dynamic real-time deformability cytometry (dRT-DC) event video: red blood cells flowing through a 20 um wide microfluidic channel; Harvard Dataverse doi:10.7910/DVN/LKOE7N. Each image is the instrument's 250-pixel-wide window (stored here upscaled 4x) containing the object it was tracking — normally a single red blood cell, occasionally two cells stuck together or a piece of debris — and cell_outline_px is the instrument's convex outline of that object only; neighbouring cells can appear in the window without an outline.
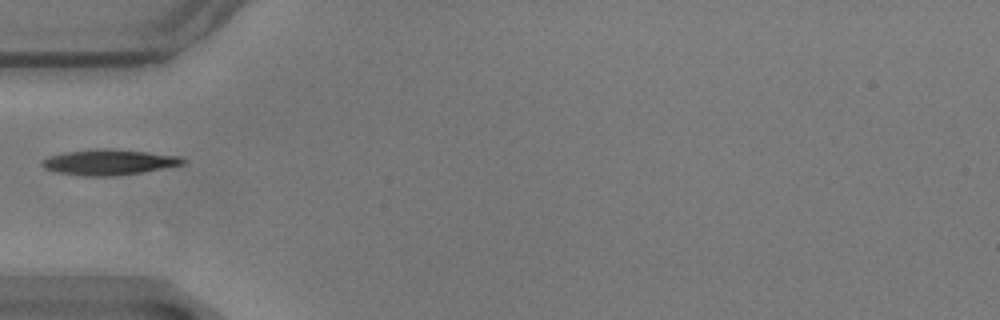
{"species": "common noctule bat (a hibernating species)", "species_latin": "Nyctalus noctula", "temperature_condition": "warm", "stored_images_in_passage": 40, "camera_frame_rate_fps": 3000, "um_per_image_px": 0.085, "animal": {"sex": "male", "body_mass_g": 17.9}, "frame": {"image": 1, "passage_image": 1, "time_ms": 0.0, "image_size_px": [1000, 320], "cell_outline_px": [[188, 160], [184, 164], [140, 172], [116, 176], [84, 176], [60, 172], [44, 168], [40, 164], [40, 160], [48, 156], [64, 152], [100, 148], [104, 148], [148, 152], [180, 156]], "centroid_in_image_um": [9.24, 13.78], "position_along_channel_um": 75.8, "area_um2": 20.92}}
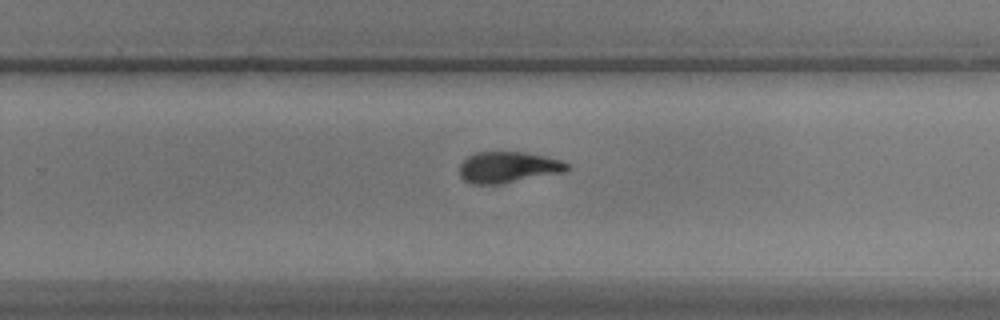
{"frame": {"image": 2, "passage_image": 19, "time_ms": 6.0, "image_size_px": [1000, 320], "cell_outline_px": [[572, 168], [564, 172], [504, 184], [472, 184], [464, 180], [460, 176], [460, 164], [468, 156], [476, 152], [524, 152], [564, 160]], "centroid_in_image_um": [43.23, 14.22], "position_along_channel_um": 286.6, "area_um2": 19.77}}
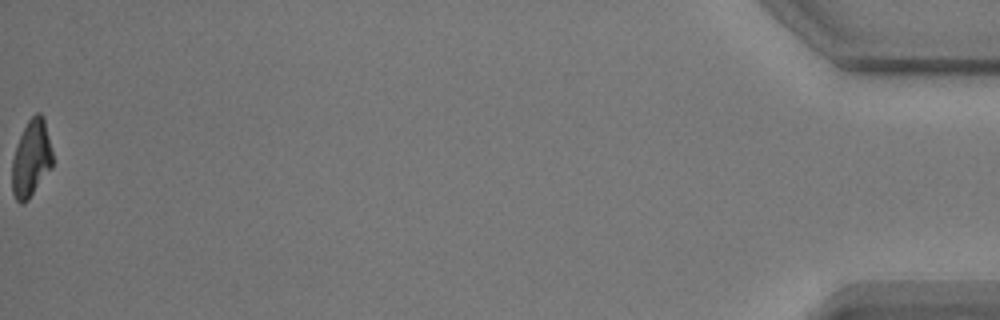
{"frame": {"image": 3, "passage_image": 40, "time_ms": 13.0, "image_size_px": [1000, 320], "cell_outline_px": [[52, 168], [28, 200], [24, 204], [20, 204], [16, 200], [12, 192], [12, 160], [16, 144], [28, 120], [36, 112], [40, 112], [44, 116], [52, 152]], "centroid_in_image_um": [2.65, 13.48], "position_along_channel_um": 432.6, "area_um2": 18.32}}